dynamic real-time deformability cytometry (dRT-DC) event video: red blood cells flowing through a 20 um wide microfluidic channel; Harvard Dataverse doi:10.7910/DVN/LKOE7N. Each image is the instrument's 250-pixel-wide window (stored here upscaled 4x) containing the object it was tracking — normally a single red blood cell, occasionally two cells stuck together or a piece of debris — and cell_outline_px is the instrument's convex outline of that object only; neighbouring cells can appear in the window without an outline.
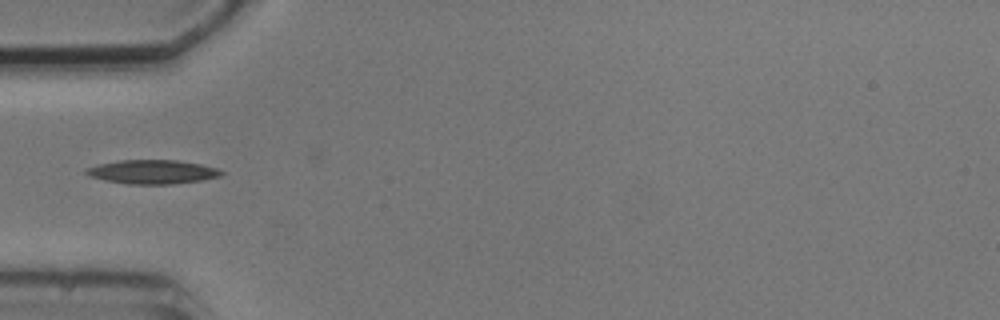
{"species": "common noctule bat (a hibernating species)", "species_latin": "Nyctalus noctula", "temperature_condition": "cold", "stored_images_in_passage": 9, "camera_frame_rate_fps": 3000, "um_per_image_px": 0.085, "animal": {"sex": "male", "body_mass_g": 20.5, "forearm_length_mm": 52.5}, "frame": {"image": 1, "passage_image": 6, "time_ms": 6.667, "image_size_px": [1000, 320], "cell_outline_px": [[224, 172], [220, 176], [200, 180], [172, 184], [128, 184], [104, 180], [88, 176], [84, 172], [84, 168], [100, 164], [120, 160], [176, 160], [200, 164], [216, 168]], "centroid_in_image_um": [12.9, 14.61], "position_along_channel_um": 72.1, "area_um2": 18.79}}
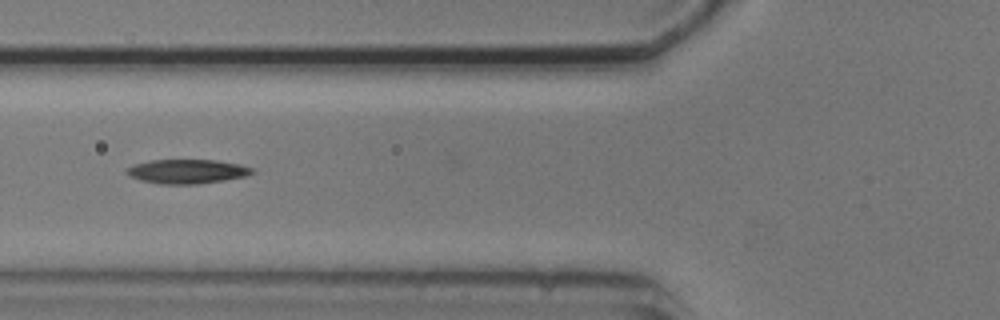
{"frame": {"image": 2, "passage_image": 7, "time_ms": 7.667, "image_size_px": [1000, 320], "cell_outline_px": [[256, 172], [248, 176], [224, 180], [196, 184], [160, 184], [140, 180], [124, 172], [132, 164], [152, 160], [216, 160], [240, 164], [252, 168]], "centroid_in_image_um": [15.93, 14.57], "position_along_channel_um": 109.9, "area_um2": 17.74}}
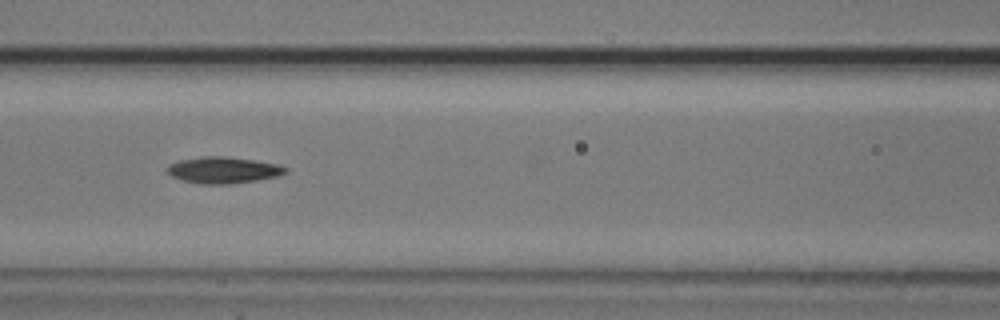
{"frame": {"image": 3, "passage_image": 8, "time_ms": 8.667, "image_size_px": [1000, 320], "cell_outline_px": [[288, 172], [276, 176], [256, 180], [228, 184], [200, 184], [180, 180], [172, 176], [168, 172], [168, 164], [180, 160], [204, 156], [224, 156], [280, 164], [288, 168]], "centroid_in_image_um": [18.98, 14.46], "position_along_channel_um": 147.6, "area_um2": 18.15}}